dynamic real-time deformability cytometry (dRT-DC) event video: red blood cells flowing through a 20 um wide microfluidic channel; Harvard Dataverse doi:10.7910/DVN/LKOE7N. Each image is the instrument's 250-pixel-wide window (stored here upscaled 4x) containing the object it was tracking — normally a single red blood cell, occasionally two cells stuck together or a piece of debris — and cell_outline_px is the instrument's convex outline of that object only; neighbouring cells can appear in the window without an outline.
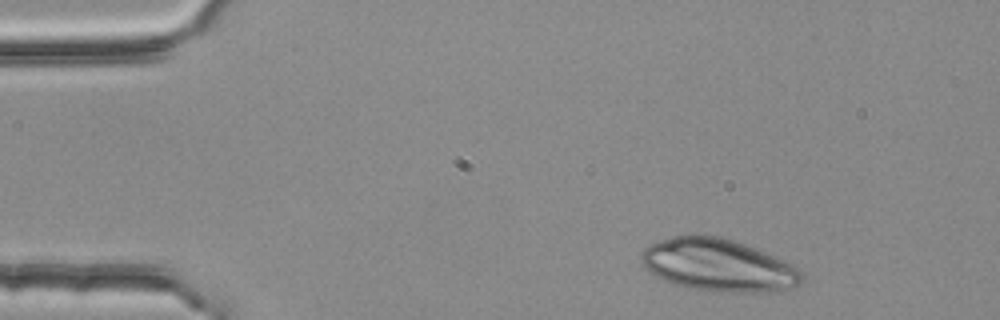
{"species": "common noctule bat (a hibernating species)", "species_latin": "Nyctalus noctula", "temperature_condition": "room temperature", "stored_images_in_passage": 4, "camera_frame_rate_fps": 3000, "um_per_image_px": 0.085, "animal": {"sex": "female", "body_mass_g": 25.1}, "frame": {"image": 1, "passage_image": 4, "time_ms": 1.0, "image_size_px": [1000, 320], "cell_outline_px": [[804, 280], [800, 284], [792, 288], [772, 292], [720, 292], [684, 288], [672, 284], [648, 272], [644, 268], [640, 260], [640, 256], [644, 248], [648, 244], [672, 236], [692, 232], [720, 236], [744, 244], [784, 260], [800, 268], [804, 272]], "centroid_in_image_um": [61.03, 22.53], "position_along_channel_um": 24.0, "area_um2": 50.23}}